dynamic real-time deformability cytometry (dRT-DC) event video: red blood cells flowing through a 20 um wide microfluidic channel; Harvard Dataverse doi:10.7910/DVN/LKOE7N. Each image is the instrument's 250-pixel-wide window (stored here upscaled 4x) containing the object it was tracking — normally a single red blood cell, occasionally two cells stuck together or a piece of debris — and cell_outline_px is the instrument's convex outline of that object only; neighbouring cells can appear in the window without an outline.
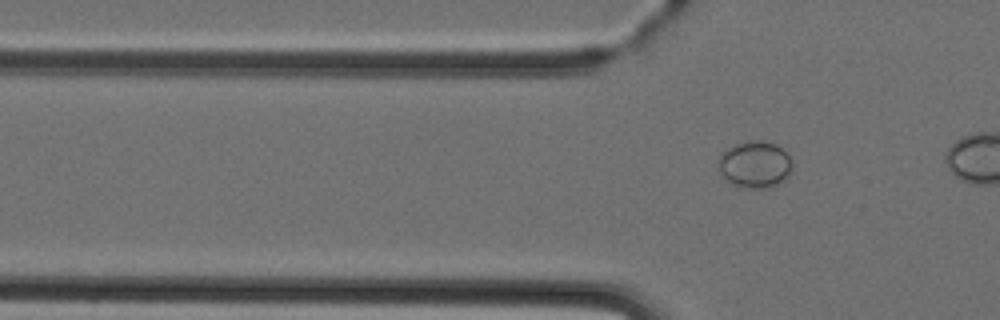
{"species": "Egyptian fruit bat (a non-hibernating species)", "species_latin": "Rousettus aegyptiacus", "temperature_condition": "cold", "stored_images_in_passage": 3, "camera_frame_rate_fps": 3000, "um_per_image_px": 0.085, "animal": {"sex": "female"}, "frame": {"image": 1, "passage_image": 3, "time_ms": 2.333, "image_size_px": [1000, 320], "cell_outline_px": [[792, 168], [788, 176], [776, 184], [764, 188], [740, 188], [732, 184], [720, 172], [720, 156], [728, 148], [736, 144], [748, 140], [760, 140], [776, 144], [788, 152], [792, 160]], "centroid_in_image_um": [64.21, 13.97], "position_along_channel_um": 61.6, "area_um2": 20.06}}